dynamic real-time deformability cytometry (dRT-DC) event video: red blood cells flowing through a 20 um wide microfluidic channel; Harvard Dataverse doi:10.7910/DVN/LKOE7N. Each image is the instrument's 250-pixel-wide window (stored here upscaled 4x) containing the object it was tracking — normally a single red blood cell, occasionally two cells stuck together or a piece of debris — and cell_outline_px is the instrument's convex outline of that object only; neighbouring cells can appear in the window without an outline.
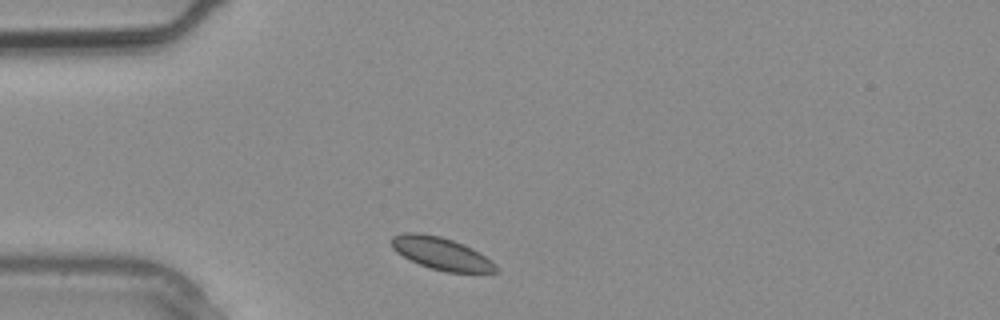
{"species": "common noctule bat (a hibernating species)", "species_latin": "Nyctalus noctula", "temperature_condition": "warm", "stored_images_in_passage": 4, "segment_of_instrument_passage": [2, 2], "camera_frame_rate_fps": 3000, "um_per_image_px": 0.085, "animal": {"sex": "male", "body_mass_g": 20.4}, "frame": {"image": 1, "passage_image": 4, "time_ms": 1.0, "image_size_px": [1000, 320], "cell_outline_px": [[500, 272], [448, 272], [432, 268], [420, 264], [396, 252], [392, 248], [392, 236], [404, 232], [420, 232], [440, 236], [464, 244], [472, 248], [492, 260], [500, 268]], "centroid_in_image_um": [37.55, 21.53], "position_along_channel_um": 47.5, "area_um2": 19.71}}